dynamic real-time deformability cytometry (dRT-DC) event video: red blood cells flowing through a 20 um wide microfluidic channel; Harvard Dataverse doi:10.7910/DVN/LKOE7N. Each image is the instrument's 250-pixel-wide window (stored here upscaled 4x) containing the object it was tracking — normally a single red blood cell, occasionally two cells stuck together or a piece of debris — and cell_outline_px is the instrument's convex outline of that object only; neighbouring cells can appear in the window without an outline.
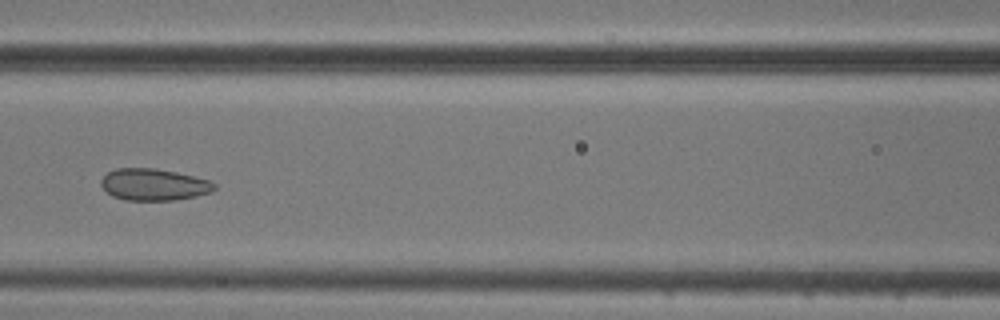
{"species": "common noctule bat (a hibernating species)", "species_latin": "Nyctalus noctula", "temperature_condition": "cold", "stored_images_in_passage": 6, "camera_frame_rate_fps": 3000, "um_per_image_px": 0.085, "animal": {"sex": "male", "body_mass_g": 20.5, "forearm_length_mm": 52.5}, "frame": {"image": 1, "passage_image": 6, "time_ms": 6.0, "image_size_px": [1000, 320], "cell_outline_px": [[216, 188], [212, 192], [196, 196], [176, 200], [124, 200], [112, 196], [100, 184], [100, 180], [108, 172], [116, 168], [152, 168], [176, 172], [208, 180], [216, 184]], "centroid_in_image_um": [13.07, 15.69], "position_along_channel_um": 153.5, "area_um2": 20.92}}